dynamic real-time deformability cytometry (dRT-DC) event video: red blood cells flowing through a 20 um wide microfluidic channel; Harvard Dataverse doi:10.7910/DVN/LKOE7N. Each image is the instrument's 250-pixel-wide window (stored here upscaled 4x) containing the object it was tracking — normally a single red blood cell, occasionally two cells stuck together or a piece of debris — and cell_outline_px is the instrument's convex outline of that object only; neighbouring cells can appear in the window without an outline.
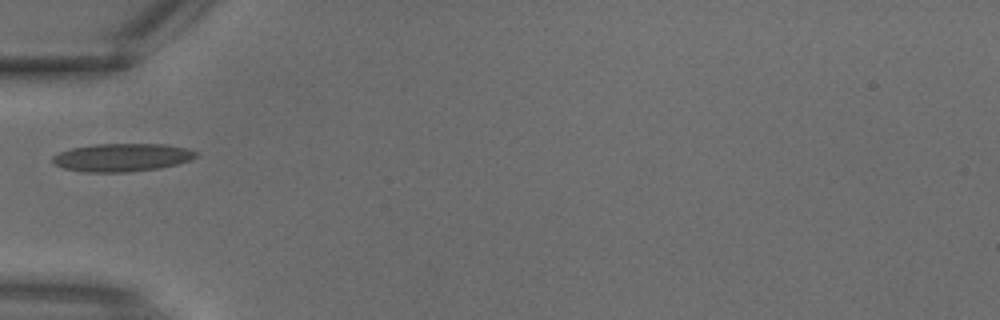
{"species": "common noctule bat (a hibernating species)", "species_latin": "Nyctalus noctula", "temperature_condition": "warm", "stored_images_in_passage": 3, "camera_frame_rate_fps": 3000, "um_per_image_px": 0.085, "animal": {"sex": "male", "body_mass_g": 18.8}, "frame": {"image": 1, "passage_image": 3, "time_ms": 0.667, "image_size_px": [1000, 320], "cell_outline_px": [[196, 156], [192, 160], [176, 164], [156, 168], [124, 172], [84, 172], [64, 168], [52, 164], [52, 156], [60, 152], [72, 148], [92, 144], [164, 144], [188, 148], [196, 152]], "centroid_in_image_um": [10.34, 13.38], "position_along_channel_um": 74.7, "area_um2": 23.35}}